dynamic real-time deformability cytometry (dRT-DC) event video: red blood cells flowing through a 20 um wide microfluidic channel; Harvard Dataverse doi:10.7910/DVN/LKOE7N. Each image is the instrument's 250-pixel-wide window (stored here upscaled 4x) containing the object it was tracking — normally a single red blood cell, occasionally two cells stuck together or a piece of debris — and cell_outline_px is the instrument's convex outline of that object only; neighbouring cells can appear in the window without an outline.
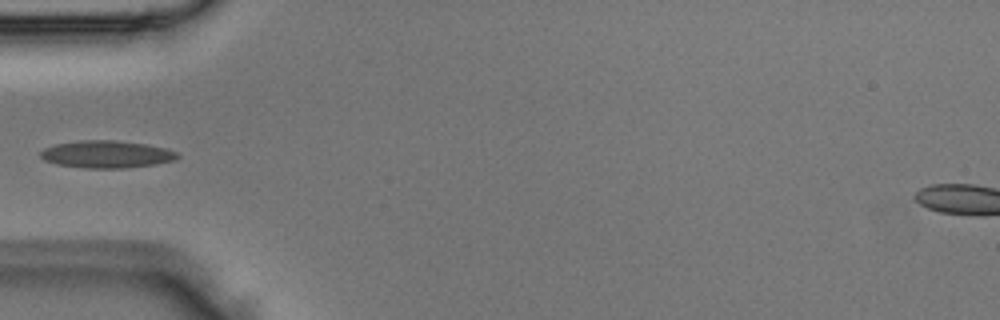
{"species": "Egyptian fruit bat (a non-hibernating species)", "species_latin": "Rousettus aegyptiacus", "temperature_condition": "room temperature", "stored_images_in_passage": 4, "camera_frame_rate_fps": 3000, "um_per_image_px": 0.085, "animal": {"sex": "male"}, "frame": {"image": 1, "passage_image": 3, "time_ms": 0.667, "image_size_px": [1000, 320], "cell_outline_px": [[180, 156], [176, 160], [156, 164], [124, 168], [84, 168], [56, 164], [44, 160], [40, 156], [40, 152], [44, 148], [56, 144], [80, 140], [116, 140], [148, 144], [168, 148], [176, 152]], "centroid_in_image_um": [9.09, 13.11], "position_along_channel_um": 75.9, "area_um2": 22.02}}
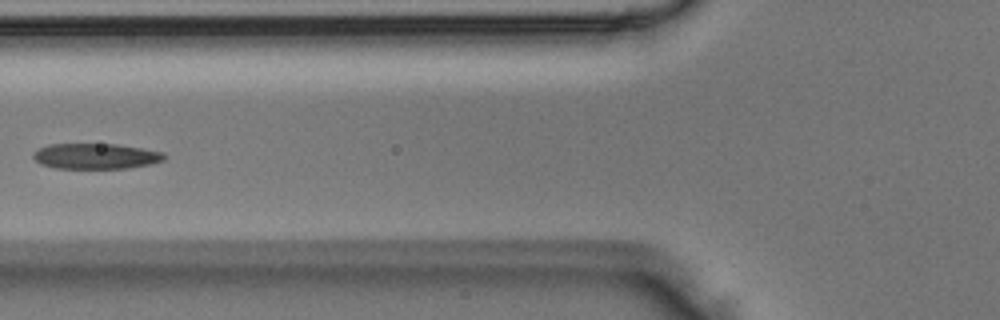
{"frame": {"image": 2, "passage_image": 4, "time_ms": 1.0, "image_size_px": [1000, 320], "cell_outline_px": [[168, 156], [164, 160], [148, 164], [128, 168], [56, 168], [40, 164], [32, 156], [40, 148], [48, 144], [116, 144], [164, 152]], "centroid_in_image_um": [8.16, 13.27], "position_along_channel_um": 117.6, "area_um2": 19.36}}